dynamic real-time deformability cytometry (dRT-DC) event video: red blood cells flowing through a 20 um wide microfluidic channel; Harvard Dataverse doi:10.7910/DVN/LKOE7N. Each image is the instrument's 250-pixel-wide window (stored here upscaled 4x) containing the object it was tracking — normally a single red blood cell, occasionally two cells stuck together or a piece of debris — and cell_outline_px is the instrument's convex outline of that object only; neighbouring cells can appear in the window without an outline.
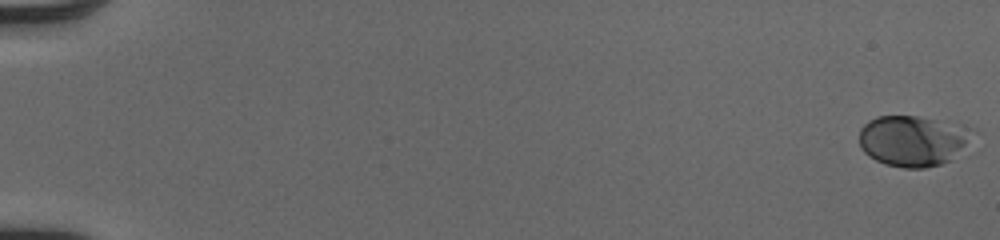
{"species": "human", "species_latin": "Homo sapiens", "temperature_condition": "cold", "stored_images_in_passage": 17, "camera_frame_rate_fps": 3000, "um_per_image_px": 0.085, "donor": {"sex": "male"}, "frame": {"image": 1, "passage_image": 1, "time_ms": 0.0, "image_size_px": [1000, 240], "cell_outline_px": [[976, 128], [952, 160], [940, 164], [924, 168], [904, 168], [884, 164], [868, 156], [860, 148], [860, 128], [868, 120], [876, 116], [916, 116]], "centroid_in_image_um": [77.54, 11.96], "position_along_channel_um": 7.5, "area_um2": 33.35}}